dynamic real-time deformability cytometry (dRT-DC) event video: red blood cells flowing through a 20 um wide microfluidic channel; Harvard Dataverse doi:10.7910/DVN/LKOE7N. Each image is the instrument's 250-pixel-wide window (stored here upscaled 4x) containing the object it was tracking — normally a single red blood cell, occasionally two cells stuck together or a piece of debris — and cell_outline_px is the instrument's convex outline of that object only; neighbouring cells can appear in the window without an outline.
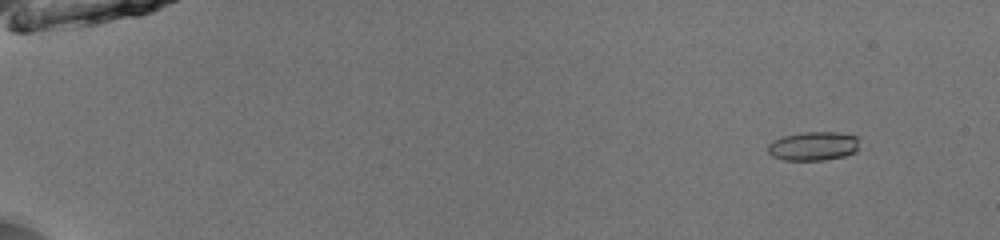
{"species": "common noctule bat (a hibernating species)", "species_latin": "Nyctalus noctula", "temperature_condition": "room temperature", "stored_images_in_passage": 49, "camera_frame_rate_fps": 3000, "um_per_image_px": 0.085, "animal": {"sex": "male", "body_mass_g": 13.0, "forearm_length_mm": 53.1}, "frame": {"image": 1, "passage_image": 6, "time_ms": 1.667, "image_size_px": [1000, 240], "cell_outline_px": [[856, 152], [844, 156], [820, 160], [784, 160], [772, 156], [768, 152], [768, 144], [772, 140], [784, 136], [804, 132], [836, 132], [856, 136]], "centroid_in_image_um": [69.08, 12.42], "position_along_channel_um": 15.9, "area_um2": 15.2}}
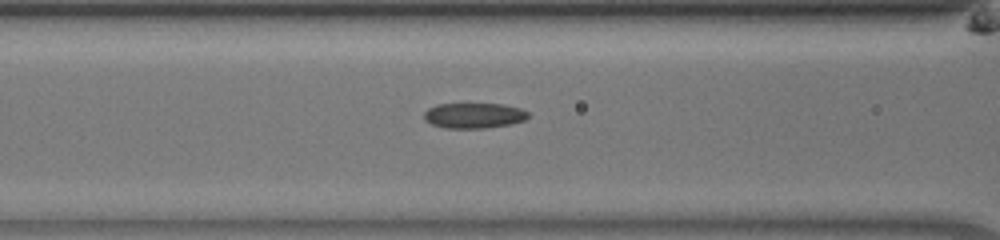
{"frame": {"image": 2, "passage_image": 25, "time_ms": 8.0, "image_size_px": [1000, 240], "cell_outline_px": [[528, 116], [524, 120], [512, 124], [484, 128], [444, 128], [432, 124], [424, 120], [424, 112], [428, 108], [436, 104], [504, 104], [520, 108], [528, 112]], "centroid_in_image_um": [40.26, 9.82], "position_along_channel_um": 126.3, "area_um2": 15.43}}
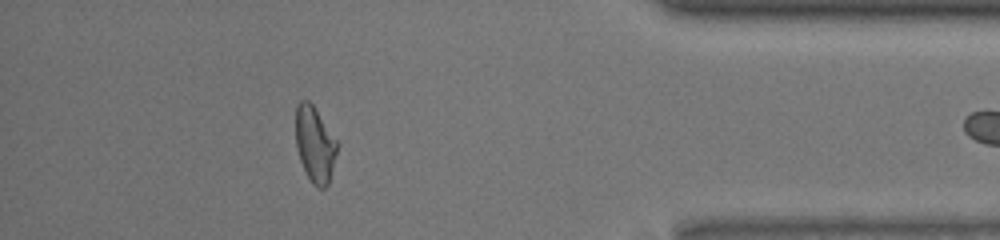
{"frame": {"image": 3, "passage_image": 48, "time_ms": 15.667, "image_size_px": [1000, 240], "cell_outline_px": [[340, 144], [328, 184], [324, 188], [316, 188], [312, 184], [300, 160], [296, 148], [296, 104], [300, 100], [308, 100], [312, 104]], "centroid_in_image_um": [26.78, 12.27], "position_along_channel_um": 408.4, "area_um2": 18.44}}